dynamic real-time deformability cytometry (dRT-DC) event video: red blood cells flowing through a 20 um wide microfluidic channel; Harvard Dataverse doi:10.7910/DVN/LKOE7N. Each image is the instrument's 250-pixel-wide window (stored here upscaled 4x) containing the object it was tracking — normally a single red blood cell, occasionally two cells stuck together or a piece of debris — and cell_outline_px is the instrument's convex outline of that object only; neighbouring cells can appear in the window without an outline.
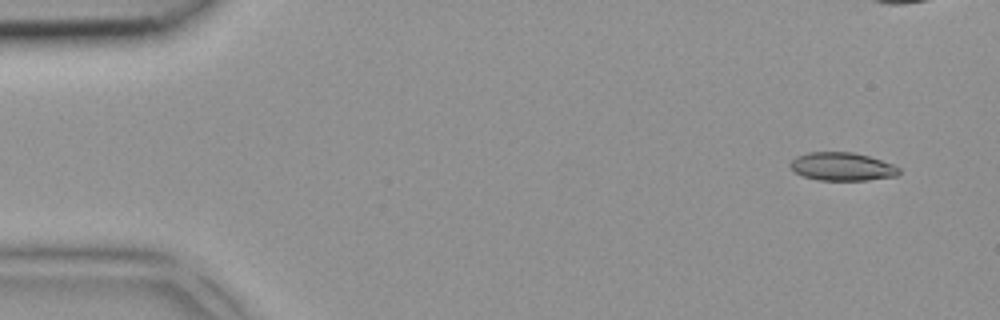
{"species": "common noctule bat (a hibernating species)", "species_latin": "Nyctalus noctula", "temperature_condition": "room temperature", "stored_images_in_passage": 5, "camera_frame_rate_fps": 3000, "um_per_image_px": 0.085, "animal": {"sex": "female", "body_mass_g": 18.4}, "frame": {"image": 1, "passage_image": 1, "time_ms": 0.0, "image_size_px": [1000, 320], "cell_outline_px": [[900, 172], [896, 176], [868, 180], [816, 180], [804, 176], [796, 172], [788, 164], [796, 156], [808, 152], [852, 152], [868, 156], [892, 164], [900, 168]], "centroid_in_image_um": [71.57, 14.16], "position_along_channel_um": 13.4, "area_um2": 17.8}}